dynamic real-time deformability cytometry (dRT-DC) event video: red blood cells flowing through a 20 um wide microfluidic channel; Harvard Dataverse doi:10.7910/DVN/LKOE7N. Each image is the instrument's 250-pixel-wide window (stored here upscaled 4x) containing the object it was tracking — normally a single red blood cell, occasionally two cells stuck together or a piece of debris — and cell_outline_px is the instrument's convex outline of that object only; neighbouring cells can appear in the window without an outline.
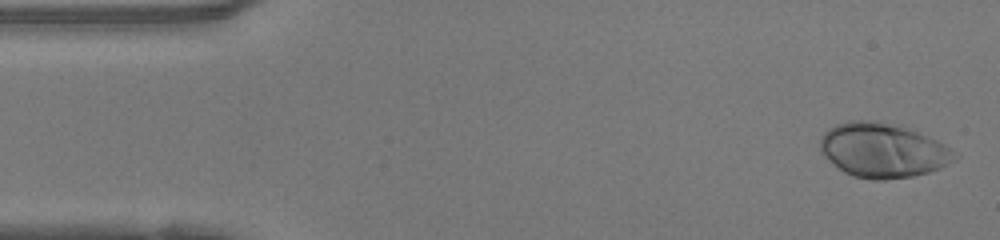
{"species": "human", "species_latin": "Homo sapiens", "temperature_condition": "warm", "stored_images_in_passage": 47, "camera_frame_rate_fps": 3000, "um_per_image_px": 0.085, "donor": {"sex": "female"}, "frame": {"image": 1, "passage_image": 1, "time_ms": 0.0, "image_size_px": [1000, 240], "cell_outline_px": [[960, 156], [956, 160], [940, 168], [928, 172], [912, 176], [884, 180], [872, 180], [852, 176], [844, 172], [820, 148], [820, 136], [828, 128], [836, 124], [848, 120], [876, 120], [900, 124], [936, 140], [944, 144]], "centroid_in_image_um": [75.07, 12.75], "position_along_channel_um": 9.9, "area_um2": 42.71}}
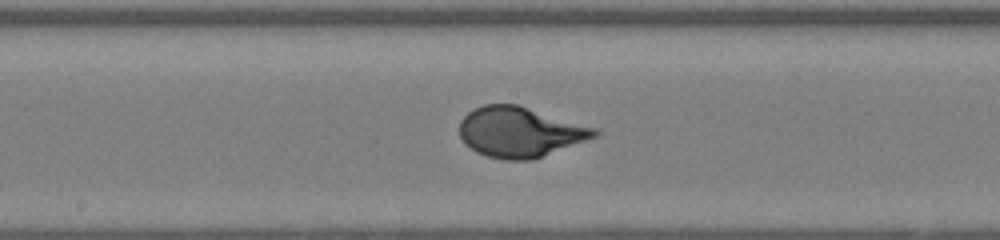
{"frame": {"image": 2, "passage_image": 23, "time_ms": 7.333, "image_size_px": [1000, 240], "cell_outline_px": [[600, 136], [532, 160], [504, 160], [488, 156], [476, 152], [464, 144], [460, 136], [460, 120], [468, 112], [484, 104], [516, 104], [600, 128]], "centroid_in_image_um": [44.25, 11.23], "position_along_channel_um": 204.0, "area_um2": 39.94}}
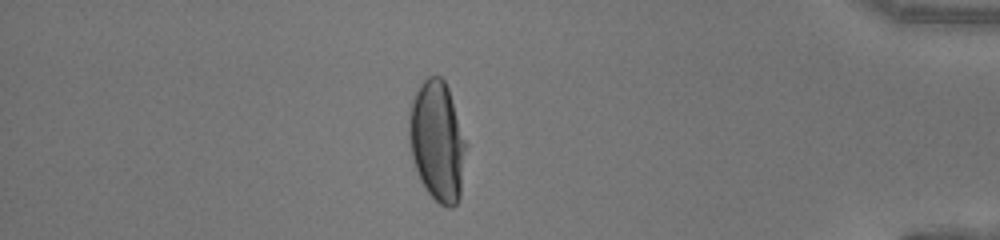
{"frame": {"image": 3, "passage_image": 40, "time_ms": 13.0, "image_size_px": [1000, 240], "cell_outline_px": [[468, 144], [460, 196], [456, 204], [452, 208], [448, 208], [440, 204], [428, 192], [420, 180], [412, 156], [408, 140], [408, 120], [412, 100], [420, 84], [428, 76], [440, 76], [444, 80], [448, 88]], "centroid_in_image_um": [37.19, 12.0], "position_along_channel_um": 398.0, "area_um2": 40.23}, "authors_computed_cell_mechanics": {"area_um2": 39.3618, "velocity_mm_per_s": 4.1922, "shape_relaxation_time_tau1_ms": 4.1601, "shape_relaxation_time_tau2_ms": null, "deformation_change_tau1": 0.2356, "deformation_change_tau2": null}}